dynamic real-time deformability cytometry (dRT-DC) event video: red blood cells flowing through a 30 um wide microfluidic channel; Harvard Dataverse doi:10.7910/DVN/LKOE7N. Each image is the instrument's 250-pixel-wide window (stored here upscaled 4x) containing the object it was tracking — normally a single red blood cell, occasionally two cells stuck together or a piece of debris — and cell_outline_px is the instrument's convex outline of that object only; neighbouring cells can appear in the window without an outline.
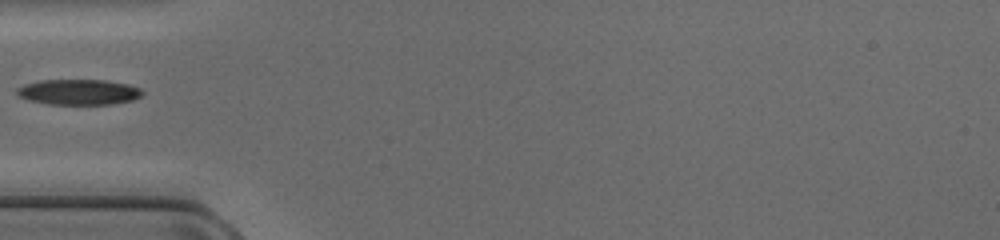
{"species": "common noctule bat (a hibernating species)", "species_latin": "Nyctalus noctula", "temperature_condition": "cold", "stored_images_in_passage": 17, "camera_frame_rate_fps": 3000, "um_per_image_px": 0.085, "animal": {"sex": "female", "body_mass_g": 17.0, "forearm_length_mm": 48.0}, "frame": {"image": 1, "passage_image": 1, "time_ms": 0.0, "image_size_px": [1000, 240], "cell_outline_px": [[144, 92], [140, 96], [132, 100], [112, 104], [48, 104], [28, 100], [20, 96], [16, 92], [16, 88], [24, 84], [40, 80], [104, 80], [128, 84], [140, 88]], "centroid_in_image_um": [6.67, 7.82], "position_along_channel_um": 78.3, "area_um2": 18.61}}
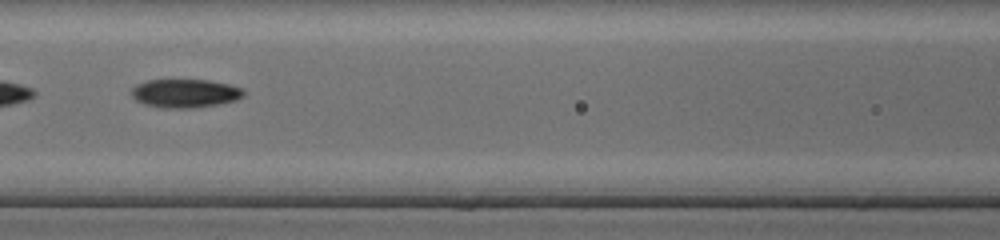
{"frame": {"image": 2, "passage_image": 6, "time_ms": 1.667, "image_size_px": [1000, 240], "cell_outline_px": [[244, 96], [236, 100], [216, 104], [192, 108], [160, 108], [144, 104], [136, 100], [132, 96], [132, 88], [136, 84], [148, 80], [208, 80], [228, 84], [244, 88]], "centroid_in_image_um": [15.73, 7.93], "position_along_channel_um": 150.9, "area_um2": 18.67}}